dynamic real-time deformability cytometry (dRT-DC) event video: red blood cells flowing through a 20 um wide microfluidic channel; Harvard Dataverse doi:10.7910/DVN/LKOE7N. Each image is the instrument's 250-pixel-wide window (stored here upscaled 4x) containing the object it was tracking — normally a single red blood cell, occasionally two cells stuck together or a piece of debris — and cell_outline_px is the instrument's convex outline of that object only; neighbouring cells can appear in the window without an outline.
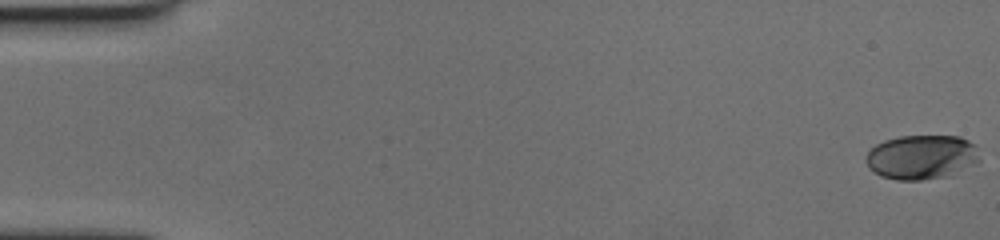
{"species": "human", "species_latin": "Homo sapiens", "temperature_condition": "cold", "stored_images_in_passage": 60, "camera_frame_rate_fps": 3000, "um_per_image_px": 0.085, "donor": {"sex": "female"}, "frame": {"image": 1, "passage_image": 1, "time_ms": 0.0, "image_size_px": [1000, 240], "cell_outline_px": [[984, 152], [980, 160], [976, 164], [948, 176], [920, 180], [896, 180], [880, 176], [868, 168], [864, 160], [864, 156], [876, 144], [884, 140], [900, 136], [960, 136], [976, 144]], "centroid_in_image_um": [78.38, 13.35], "position_along_channel_um": 6.6, "area_um2": 30.17}}
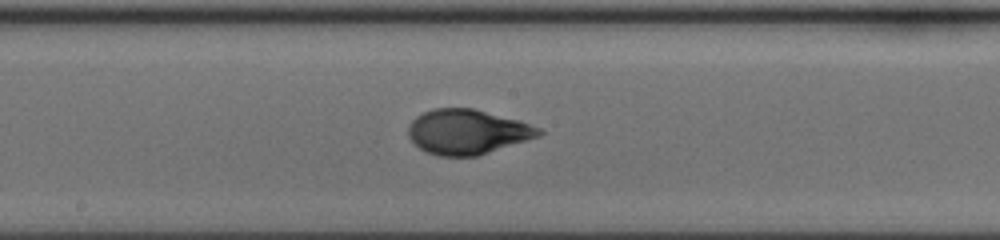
{"frame": {"image": 2, "passage_image": 33, "time_ms": 10.667, "image_size_px": [1000, 240], "cell_outline_px": [[544, 132], [540, 136], [476, 156], [436, 156], [424, 152], [408, 136], [408, 124], [416, 116], [432, 108], [472, 108], [520, 120], [540, 128]], "centroid_in_image_um": [39.71, 11.2], "position_along_channel_um": 208.5, "area_um2": 34.16}}
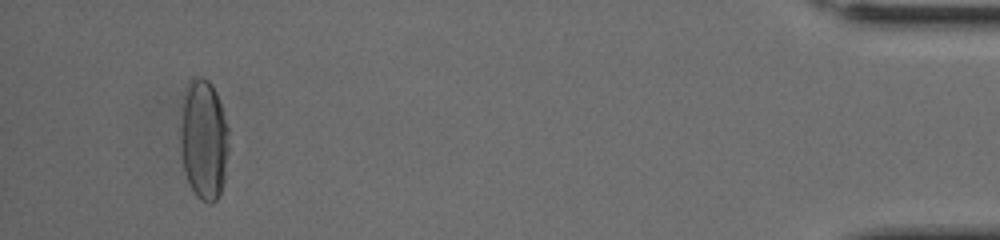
{"frame": {"image": 3, "passage_image": 57, "time_ms": 18.667, "image_size_px": [1000, 240], "cell_outline_px": [[228, 152], [224, 180], [220, 192], [216, 200], [212, 204], [208, 204], [200, 200], [196, 196], [188, 184], [184, 172], [180, 148], [180, 128], [184, 100], [188, 80], [192, 76], [196, 76], [208, 80], [212, 84], [216, 92], [228, 128]], "centroid_in_image_um": [17.31, 11.9], "position_along_channel_um": 417.9, "area_um2": 34.16}, "authors_computed_cell_mechanics": {"area_um2": 33.0616, "velocity_mm_per_s": 3.511, "shape_relaxation_time_tau1_ms": 7.9636, "shape_relaxation_time_tau2_ms": null, "deformation_change_tau1": 0.2747, "deformation_change_tau2": null}}